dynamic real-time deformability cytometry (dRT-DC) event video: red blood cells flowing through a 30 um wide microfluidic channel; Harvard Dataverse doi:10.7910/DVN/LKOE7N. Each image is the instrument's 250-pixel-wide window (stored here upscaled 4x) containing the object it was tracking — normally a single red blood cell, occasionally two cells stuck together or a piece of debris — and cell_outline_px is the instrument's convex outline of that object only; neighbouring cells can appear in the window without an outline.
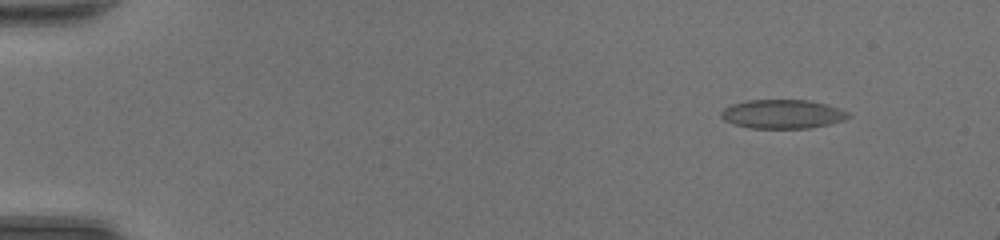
{"species": "common noctule bat (a hibernating species)", "species_latin": "Nyctalus noctula", "temperature_condition": "room temperature", "stored_images_in_passage": 49, "camera_frame_rate_fps": 3000, "um_per_image_px": 0.085, "animal": {"sex": "female", "body_mass_g": 20.0, "forearm_length_mm": 54.0}, "frame": {"image": 1, "passage_image": 6, "time_ms": 1.667, "image_size_px": [1000, 240], "cell_outline_px": [[852, 116], [844, 120], [828, 124], [808, 128], [748, 128], [732, 124], [724, 120], [720, 116], [720, 112], [724, 108], [732, 104], [748, 100], [808, 100], [828, 104], [840, 108], [848, 112]], "centroid_in_image_um": [66.51, 9.69], "position_along_channel_um": 18.5, "area_um2": 21.62}}
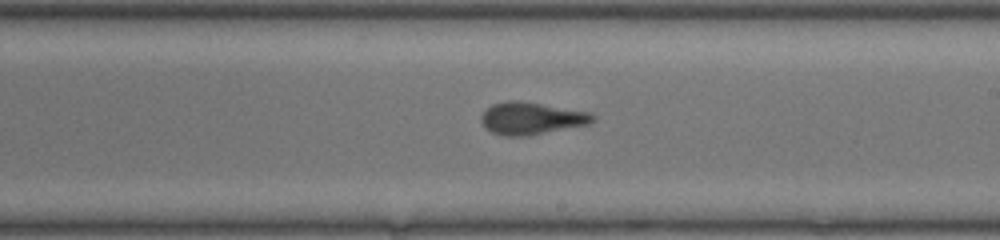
{"frame": {"image": 2, "passage_image": 30, "time_ms": 9.667, "image_size_px": [1000, 240], "cell_outline_px": [[596, 120], [588, 124], [528, 136], [504, 136], [492, 132], [484, 128], [480, 120], [480, 116], [492, 104], [504, 100], [516, 100], [592, 112], [596, 116]], "centroid_in_image_um": [45.16, 10.06], "position_along_channel_um": 243.8, "area_um2": 21.15}}
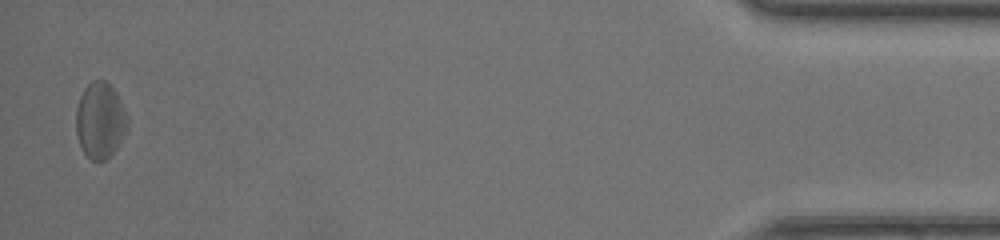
{"frame": {"image": 3, "passage_image": 48, "time_ms": 15.667, "image_size_px": [1000, 240], "cell_outline_px": [[128, 128], [116, 148], [104, 160], [92, 160], [84, 152], [80, 144], [76, 132], [76, 108], [80, 96], [84, 88], [92, 80], [104, 80], [116, 92], [128, 116]], "centroid_in_image_um": [8.51, 10.21], "position_along_channel_um": 426.7, "area_um2": 22.6}}